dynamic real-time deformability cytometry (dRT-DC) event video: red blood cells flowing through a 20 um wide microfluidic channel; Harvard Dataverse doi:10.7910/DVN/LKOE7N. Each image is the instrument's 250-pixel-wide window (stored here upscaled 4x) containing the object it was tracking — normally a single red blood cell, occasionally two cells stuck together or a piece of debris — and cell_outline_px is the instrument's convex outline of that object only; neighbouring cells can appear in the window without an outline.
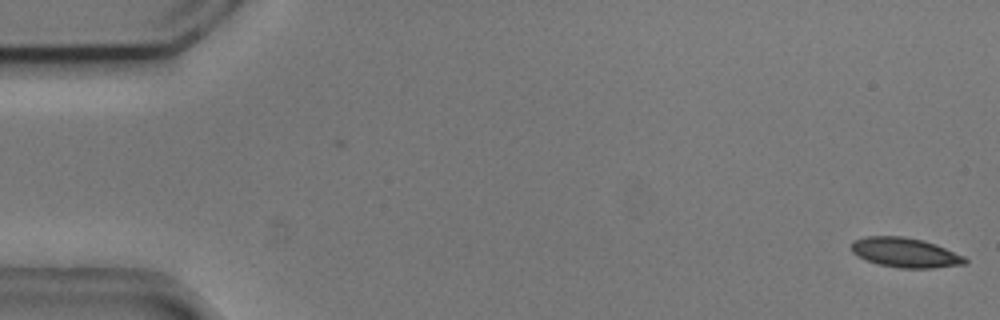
{"species": "common noctule bat (a hibernating species)", "species_latin": "Nyctalus noctula", "temperature_condition": "cold", "stored_images_in_passage": 54, "camera_frame_rate_fps": 3000, "um_per_image_px": 0.085, "animal": {"sex": "male", "body_mass_g": 20.5, "forearm_length_mm": 52.5}, "frame": {"image": 1, "passage_image": 1, "time_ms": 0.0, "image_size_px": [1000, 320], "cell_outline_px": [[968, 260], [964, 264], [932, 268], [900, 268], [876, 264], [864, 260], [852, 252], [852, 240], [868, 236], [904, 236], [924, 240], [936, 244], [964, 256]], "centroid_in_image_um": [76.92, 21.47], "position_along_channel_um": 8.1, "area_um2": 19.77}}
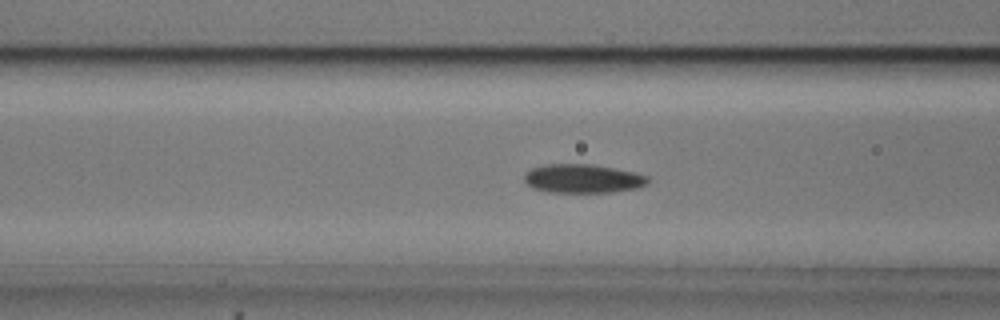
{"frame": {"image": 2, "passage_image": 21, "time_ms": 6.667, "image_size_px": [1000, 320], "cell_outline_px": [[648, 184], [636, 188], [608, 192], [548, 192], [532, 188], [524, 180], [524, 176], [532, 168], [544, 164], [592, 164], [616, 168], [636, 172], [648, 176]], "centroid_in_image_um": [49.55, 15.17], "position_along_channel_um": 117.1, "area_um2": 20.75}}
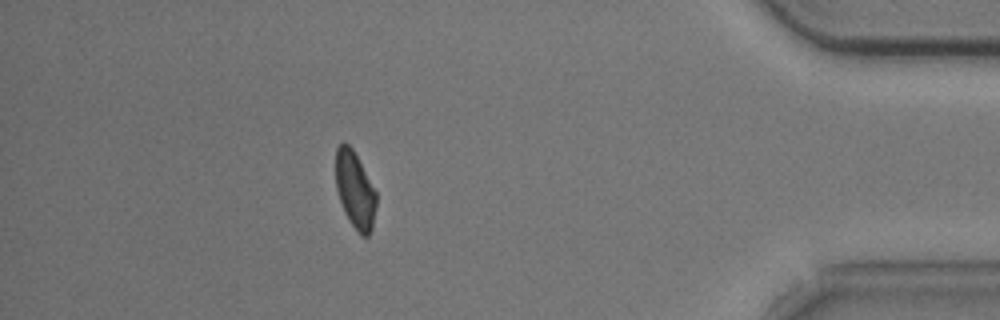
{"frame": {"image": 3, "passage_image": 48, "time_ms": 15.667, "image_size_px": [1000, 320], "cell_outline_px": [[376, 204], [372, 228], [368, 236], [360, 236], [348, 220], [344, 212], [336, 188], [336, 148], [340, 144], [348, 144], [352, 148], [376, 192]], "centroid_in_image_um": [30.17, 16.19], "position_along_channel_um": 405.0, "area_um2": 17.92}, "authors_computed_cell_mechanics": {"area_um2": 19.7965, "velocity_mm_per_s": 3.7142, "shape_relaxation_time_tau1_ms": 4.4215, "shape_relaxation_time_tau2_ms": 10.7324, "deformation_change_tau1": 0.1188, "deformation_change_tau2": 0.1497}}